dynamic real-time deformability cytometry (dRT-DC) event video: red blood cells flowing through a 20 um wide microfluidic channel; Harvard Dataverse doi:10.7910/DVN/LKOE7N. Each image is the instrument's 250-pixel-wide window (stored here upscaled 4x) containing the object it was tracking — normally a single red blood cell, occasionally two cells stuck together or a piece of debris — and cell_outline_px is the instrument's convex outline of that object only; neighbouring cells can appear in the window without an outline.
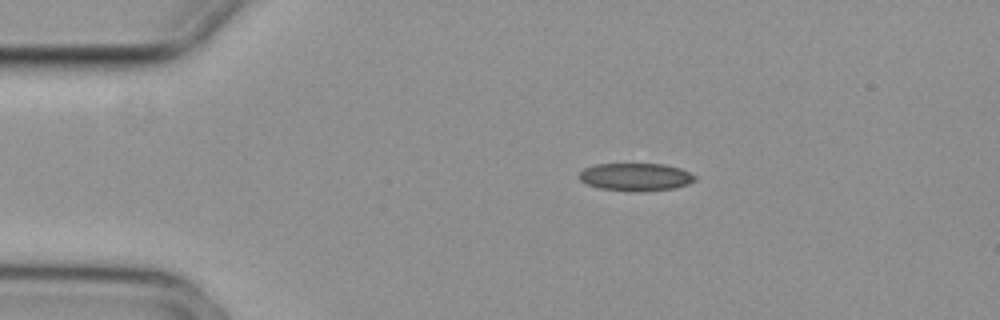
{"species": "common noctule bat (a hibernating species)", "species_latin": "Nyctalus noctula", "temperature_condition": "cold", "stored_images_in_passage": 4, "segment_of_instrument_passage": [1, 2], "camera_frame_rate_fps": 3000, "um_per_image_px": 0.085, "animal": {"sex": "female", "body_mass_g": 29.2, "forearm_length_mm": 56.3}, "frame": {"image": 1, "passage_image": 1, "time_ms": 0.0, "image_size_px": [1000, 320], "cell_outline_px": [[696, 180], [688, 184], [672, 188], [600, 188], [588, 184], [580, 180], [580, 172], [584, 168], [596, 164], [664, 164], [680, 168], [696, 176]], "centroid_in_image_um": [54.04, 14.97], "position_along_channel_um": 31.0, "area_um2": 17.51}}